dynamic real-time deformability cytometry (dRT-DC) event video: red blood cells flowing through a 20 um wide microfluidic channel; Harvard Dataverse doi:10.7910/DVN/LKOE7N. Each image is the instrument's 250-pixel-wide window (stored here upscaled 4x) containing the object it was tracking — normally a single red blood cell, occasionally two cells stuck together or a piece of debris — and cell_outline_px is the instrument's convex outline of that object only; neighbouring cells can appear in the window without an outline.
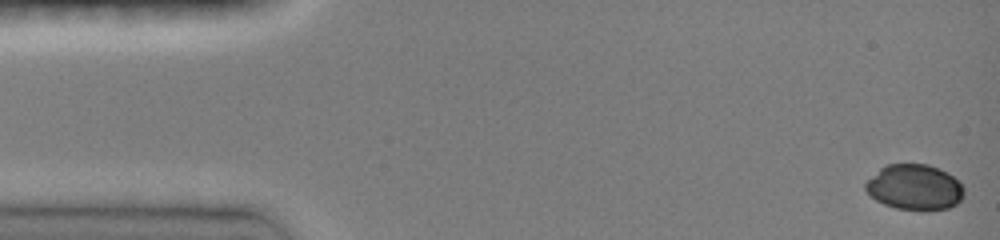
{"species": "common noctule bat (a hibernating species)", "species_latin": "Nyctalus noctula", "temperature_condition": "room temperature", "stored_images_in_passage": 44, "camera_frame_rate_fps": 3000, "um_per_image_px": 0.085, "animal": {"sex": "female", "body_mass_g": 19.0, "forearm_length_mm": 51.5}, "frame": {"image": 1, "passage_image": 1, "time_ms": 0.0, "image_size_px": [1000, 240], "cell_outline_px": [[964, 196], [956, 204], [948, 208], [924, 212], [920, 212], [896, 208], [884, 204], [876, 200], [864, 188], [864, 184], [880, 168], [888, 164], [928, 164], [948, 172], [964, 188]], "centroid_in_image_um": [77.75, 15.94], "position_along_channel_um": 7.2, "area_um2": 26.36}}
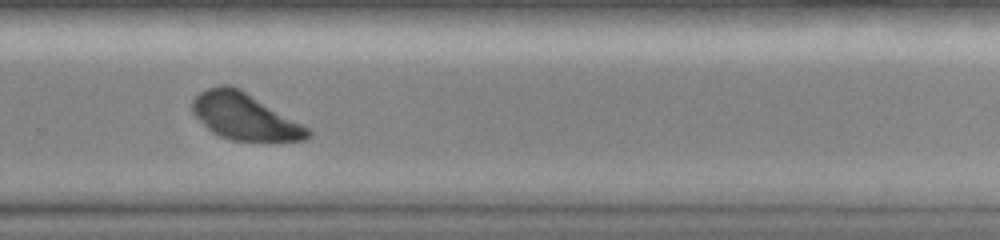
{"frame": {"image": 2, "passage_image": 32, "time_ms": 10.333, "image_size_px": [1000, 240], "cell_outline_px": [[312, 136], [304, 140], [232, 140], [220, 136], [212, 132], [192, 112], [192, 100], [200, 92], [208, 88], [220, 84], [228, 84], [240, 88], [308, 128], [312, 132]], "centroid_in_image_um": [20.77, 9.88], "position_along_channel_um": 309.0, "area_um2": 30.81}}
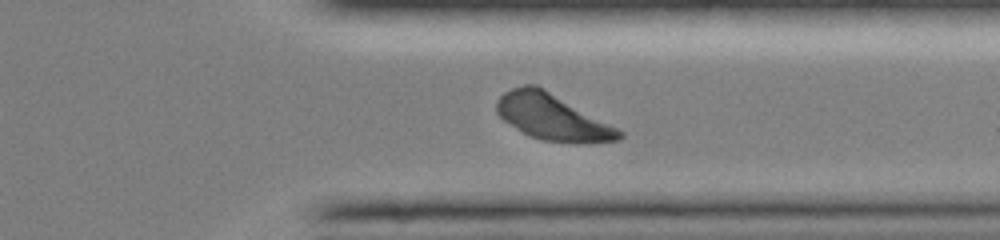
{"frame": {"image": 3, "passage_image": 36, "time_ms": 11.667, "image_size_px": [1000, 240], "cell_outline_px": [[624, 136], [620, 140], [540, 140], [528, 136], [504, 120], [496, 112], [496, 100], [504, 92], [512, 88], [524, 84], [536, 84], [544, 88], [624, 132]], "centroid_in_image_um": [46.85, 9.89], "position_along_channel_um": 364.5, "area_um2": 31.73}}